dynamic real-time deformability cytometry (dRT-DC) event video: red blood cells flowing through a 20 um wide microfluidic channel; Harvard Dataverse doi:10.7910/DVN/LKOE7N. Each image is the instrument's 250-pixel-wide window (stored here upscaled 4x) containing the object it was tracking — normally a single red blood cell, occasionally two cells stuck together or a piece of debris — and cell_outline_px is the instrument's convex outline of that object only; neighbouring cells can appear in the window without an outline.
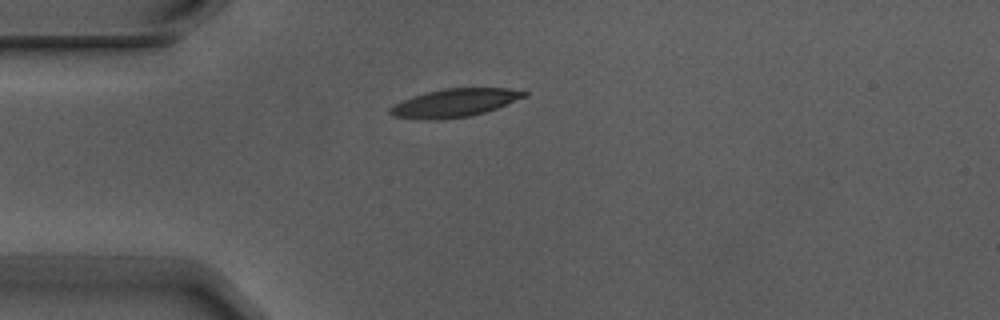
{"species": "Egyptian fruit bat (a non-hibernating species)", "species_latin": "Rousettus aegyptiacus", "temperature_condition": "warm", "stored_images_in_passage": 1, "camera_frame_rate_fps": 3000, "um_per_image_px": 0.085, "animal": {"sex": "male"}, "frame": {"image": 1, "passage_image": 1, "time_ms": 0.0, "image_size_px": [1000, 320], "cell_outline_px": [[528, 96], [496, 108], [484, 112], [468, 116], [436, 120], [392, 116], [388, 112], [388, 108], [412, 96], [444, 88], [508, 88], [528, 92]], "centroid_in_image_um": [38.66, 8.73], "position_along_channel_um": 46.3, "area_um2": 21.73}}